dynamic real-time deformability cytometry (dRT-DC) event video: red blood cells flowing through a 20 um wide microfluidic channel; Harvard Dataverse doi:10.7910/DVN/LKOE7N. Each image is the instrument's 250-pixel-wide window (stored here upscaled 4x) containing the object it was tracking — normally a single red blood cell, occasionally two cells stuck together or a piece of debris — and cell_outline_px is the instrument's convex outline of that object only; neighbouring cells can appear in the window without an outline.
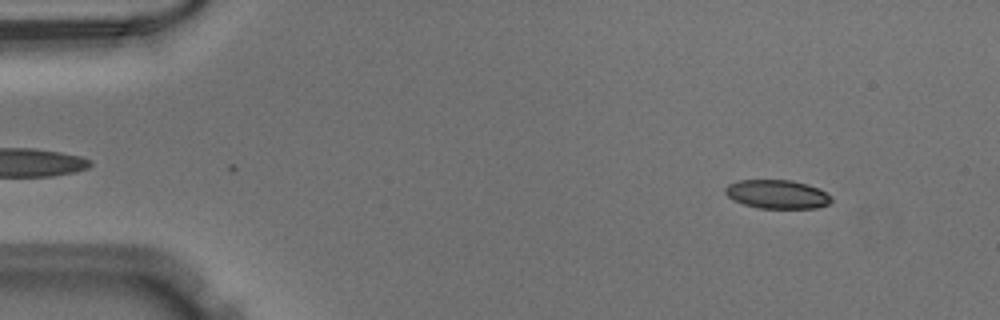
{"species": "Egyptian fruit bat (a non-hibernating species)", "species_latin": "Rousettus aegyptiacus", "temperature_condition": "warm", "stored_images_in_passage": 50, "camera_frame_rate_fps": 3000, "um_per_image_px": 0.085, "animal": {"sex": "male"}, "frame": {"image": 1, "passage_image": 5, "time_ms": 1.333, "image_size_px": [1000, 320], "cell_outline_px": [[832, 200], [828, 204], [816, 208], [756, 208], [732, 200], [724, 192], [724, 188], [728, 184], [740, 180], [792, 180], [808, 184], [832, 196]], "centroid_in_image_um": [66.03, 16.51], "position_along_channel_um": 19.0, "area_um2": 17.8}}
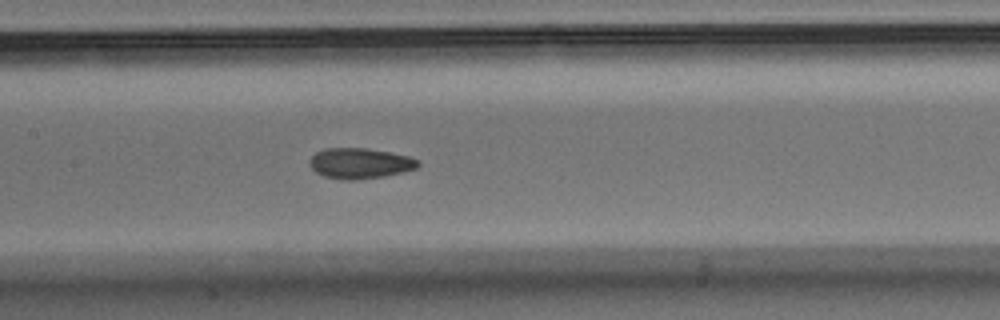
{"frame": {"image": 2, "passage_image": 24, "time_ms": 7.667, "image_size_px": [1000, 320], "cell_outline_px": [[420, 164], [416, 168], [404, 172], [384, 176], [356, 180], [344, 180], [324, 176], [316, 172], [312, 168], [312, 156], [316, 152], [324, 148], [368, 148], [408, 156], [420, 160]], "centroid_in_image_um": [30.63, 13.88], "position_along_channel_um": 176.8, "area_um2": 19.19}}
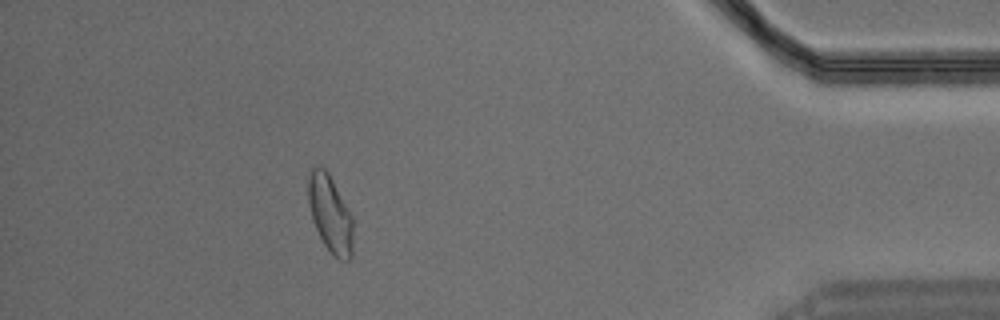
{"frame": {"image": 3, "passage_image": 45, "time_ms": 14.667, "image_size_px": [1000, 320], "cell_outline_px": [[352, 256], [348, 260], [340, 260], [324, 244], [312, 220], [308, 200], [308, 176], [312, 168], [316, 164], [324, 168], [328, 172], [352, 216]], "centroid_in_image_um": [28.05, 18.14], "position_along_channel_um": 407.2, "area_um2": 19.88}}